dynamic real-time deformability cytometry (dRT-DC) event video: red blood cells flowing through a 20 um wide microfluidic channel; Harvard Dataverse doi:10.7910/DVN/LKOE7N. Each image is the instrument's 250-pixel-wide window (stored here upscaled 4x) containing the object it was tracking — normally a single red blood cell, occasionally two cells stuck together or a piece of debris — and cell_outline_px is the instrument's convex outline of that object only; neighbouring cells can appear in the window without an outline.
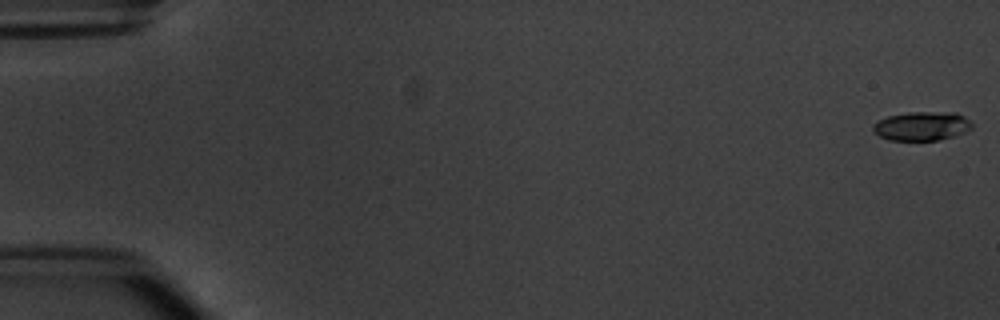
{"species": "common noctule bat (a hibernating species)", "species_latin": "Nyctalus noctula", "temperature_condition": "warm", "stored_images_in_passage": 6, "camera_frame_rate_fps": 3000, "um_per_image_px": 0.085, "animal": {"sex": "male", "body_mass_g": 20.1, "forearm_length_mm": 53.5}, "frame": {"image": 1, "passage_image": 1, "time_ms": 0.0, "image_size_px": [1000, 320], "cell_outline_px": [[972, 128], [964, 132], [952, 136], [936, 140], [888, 140], [872, 132], [872, 124], [888, 116], [908, 112], [956, 112], [964, 116], [972, 124]], "centroid_in_image_um": [78.32, 10.71], "position_along_channel_um": 6.7, "area_um2": 16.65}}
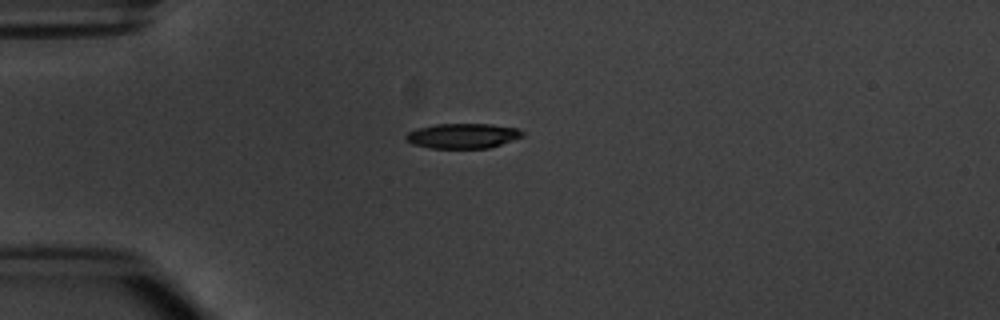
{"frame": {"image": 2, "passage_image": 5, "time_ms": 4.667, "image_size_px": [1000, 320], "cell_outline_px": [[524, 136], [488, 148], [428, 148], [412, 144], [404, 140], [404, 136], [408, 132], [416, 128], [436, 124], [492, 124], [520, 128], [524, 132]], "centroid_in_image_um": [39.31, 11.54], "position_along_channel_um": 45.7, "area_um2": 17.17}}